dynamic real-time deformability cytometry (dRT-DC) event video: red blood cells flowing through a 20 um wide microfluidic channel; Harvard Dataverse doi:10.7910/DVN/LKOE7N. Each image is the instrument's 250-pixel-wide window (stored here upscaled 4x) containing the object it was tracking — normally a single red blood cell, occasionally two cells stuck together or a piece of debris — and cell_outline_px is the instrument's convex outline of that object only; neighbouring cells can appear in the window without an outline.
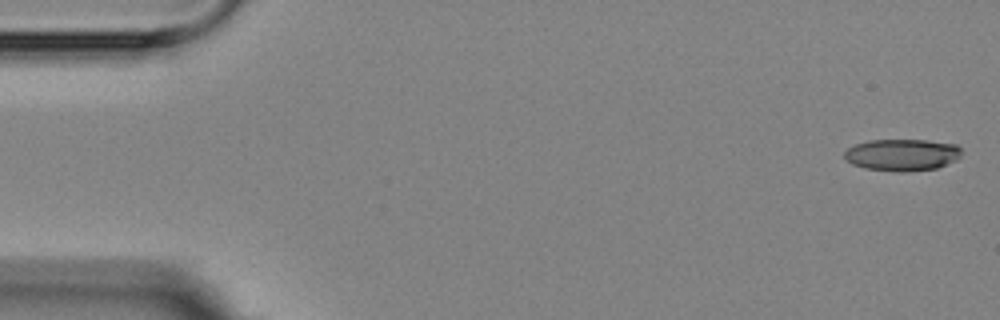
{"species": "Egyptian fruit bat (a non-hibernating species)", "species_latin": "Rousettus aegyptiacus", "temperature_condition": "room temperature", "stored_images_in_passage": 6, "camera_frame_rate_fps": 3000, "um_per_image_px": 0.085, "animal": {"sex": "female"}, "frame": {"image": 1, "passage_image": 1, "time_ms": 0.0, "image_size_px": [1000, 320], "cell_outline_px": [[960, 156], [956, 160], [936, 168], [908, 172], [896, 172], [864, 168], [852, 164], [844, 156], [844, 152], [848, 148], [856, 144], [868, 140], [928, 140], [956, 144], [960, 148]], "centroid_in_image_um": [76.68, 13.16], "position_along_channel_um": 8.3, "area_um2": 21.79}}
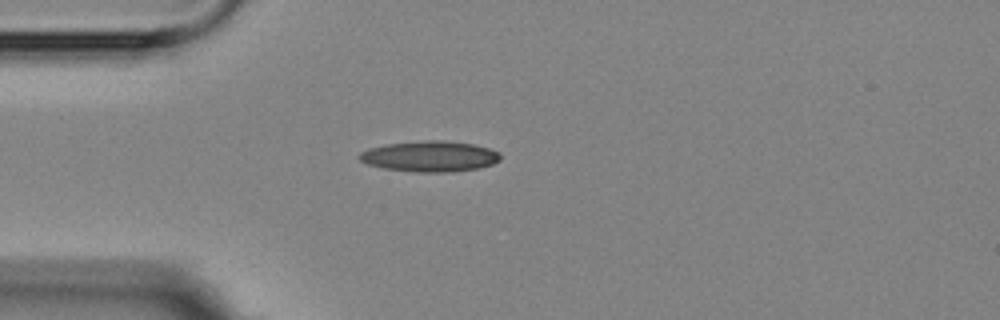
{"frame": {"image": 2, "passage_image": 4, "time_ms": 4.333, "image_size_px": [1000, 320], "cell_outline_px": [[500, 160], [492, 164], [480, 168], [452, 172], [416, 172], [384, 168], [368, 164], [360, 160], [356, 156], [360, 152], [368, 148], [388, 144], [424, 140], [440, 140], [472, 144], [488, 148], [500, 152]], "centroid_in_image_um": [36.53, 13.29], "position_along_channel_um": 48.5, "area_um2": 25.26}}